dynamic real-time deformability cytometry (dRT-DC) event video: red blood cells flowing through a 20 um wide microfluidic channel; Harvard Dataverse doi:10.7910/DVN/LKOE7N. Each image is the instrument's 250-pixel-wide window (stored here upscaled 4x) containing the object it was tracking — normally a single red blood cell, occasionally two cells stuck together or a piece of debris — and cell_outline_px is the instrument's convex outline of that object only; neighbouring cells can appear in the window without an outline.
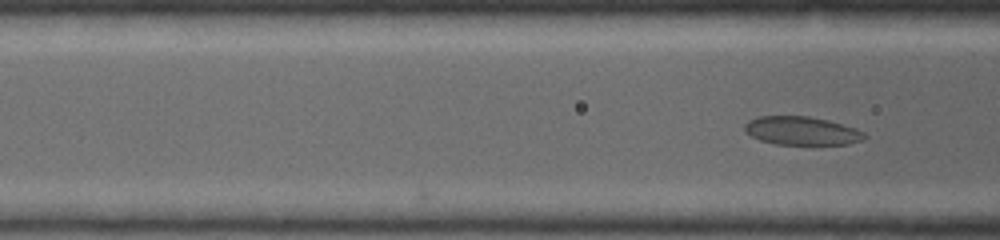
{"species": "common noctule bat (a hibernating species)", "species_latin": "Nyctalus noctula", "temperature_condition": "warm", "stored_images_in_passage": 6, "camera_frame_rate_fps": 5000, "um_per_image_px": 0.085, "animal": {"sex": "female", "body_mass_g": 19.0, "forearm_length_mm": 53.3}, "frame": {"image": 1, "passage_image": 6, "time_ms": 2.4, "image_size_px": [1000, 240], "cell_outline_px": [[868, 136], [864, 140], [848, 144], [776, 144], [760, 140], [744, 132], [744, 124], [748, 120], [760, 116], [808, 116], [828, 120], [856, 128], [864, 132]], "centroid_in_image_um": [68.15, 11.11], "position_along_channel_um": 98.4, "area_um2": 19.94}}